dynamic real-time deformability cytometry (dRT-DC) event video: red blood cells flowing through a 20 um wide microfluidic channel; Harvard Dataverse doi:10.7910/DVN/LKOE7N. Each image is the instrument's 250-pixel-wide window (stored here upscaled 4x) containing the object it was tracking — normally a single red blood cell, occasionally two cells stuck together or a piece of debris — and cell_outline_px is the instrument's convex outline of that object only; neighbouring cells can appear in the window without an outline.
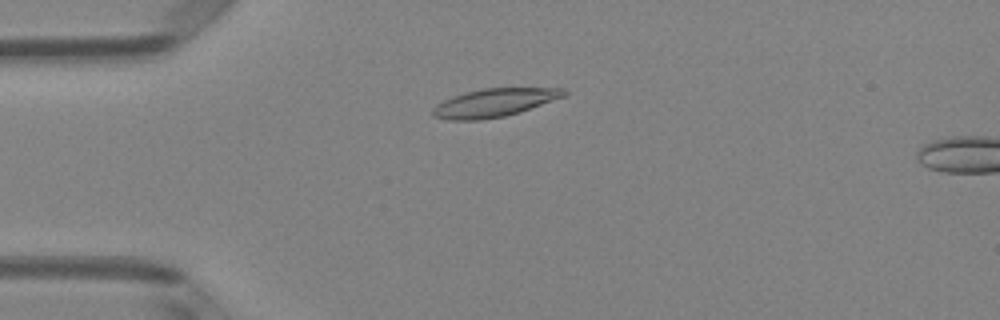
{"species": "Egyptian fruit bat (a non-hibernating species)", "species_latin": "Rousettus aegyptiacus", "temperature_condition": "room temperature", "stored_images_in_passage": 15, "camera_frame_rate_fps": 3000, "um_per_image_px": 0.085, "animal": {"sex": "female"}, "frame": {"image": 1, "passage_image": 13, "time_ms": 4.0, "image_size_px": [1000, 320], "cell_outline_px": [[568, 92], [564, 96], [520, 112], [504, 116], [480, 120], [448, 120], [432, 116], [432, 108], [436, 104], [452, 96], [484, 88], [564, 88]], "centroid_in_image_um": [41.98, 8.73], "position_along_channel_um": 43.0, "area_um2": 21.44}}